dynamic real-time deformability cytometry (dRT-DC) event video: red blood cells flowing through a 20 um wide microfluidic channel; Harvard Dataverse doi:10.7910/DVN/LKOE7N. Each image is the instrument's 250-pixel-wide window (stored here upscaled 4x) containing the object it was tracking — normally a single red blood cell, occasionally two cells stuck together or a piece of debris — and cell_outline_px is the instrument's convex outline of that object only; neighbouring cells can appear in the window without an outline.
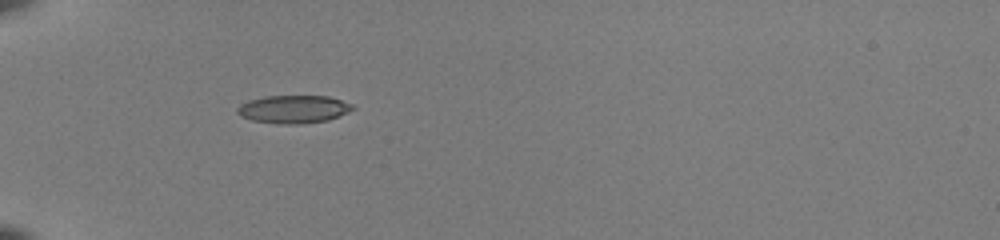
{"species": "common noctule bat (a hibernating species)", "species_latin": "Nyctalus noctula", "temperature_condition": "room temperature", "stored_images_in_passage": 35, "camera_frame_rate_fps": 3000, "um_per_image_px": 0.085, "animal": {"sex": "female", "body_mass_g": 22.0, "forearm_length_mm": 56.7}, "frame": {"image": 1, "passage_image": 1, "time_ms": 0.0, "image_size_px": [1000, 240], "cell_outline_px": [[356, 108], [340, 116], [328, 120], [300, 124], [276, 124], [252, 120], [240, 116], [236, 112], [236, 108], [240, 104], [248, 100], [264, 96], [328, 96], [352, 104]], "centroid_in_image_um": [24.93, 9.29], "position_along_channel_um": 60.1, "area_um2": 18.96}}
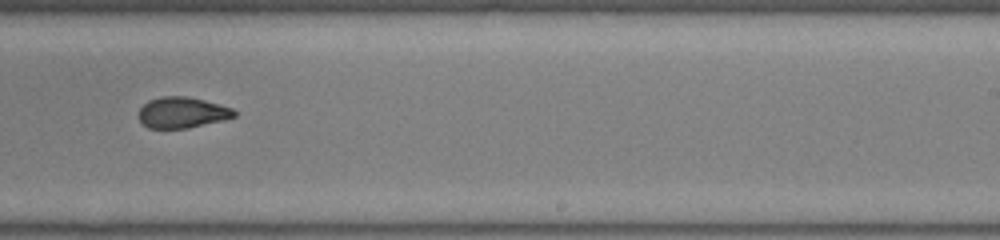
{"frame": {"image": 2, "passage_image": 18, "time_ms": 5.667, "image_size_px": [1000, 240], "cell_outline_px": [[236, 116], [224, 120], [188, 128], [148, 128], [136, 116], [136, 112], [148, 100], [160, 96], [188, 96], [204, 100], [232, 108], [236, 112]], "centroid_in_image_um": [15.45, 9.56], "position_along_channel_um": 273.6, "area_um2": 17.4}}
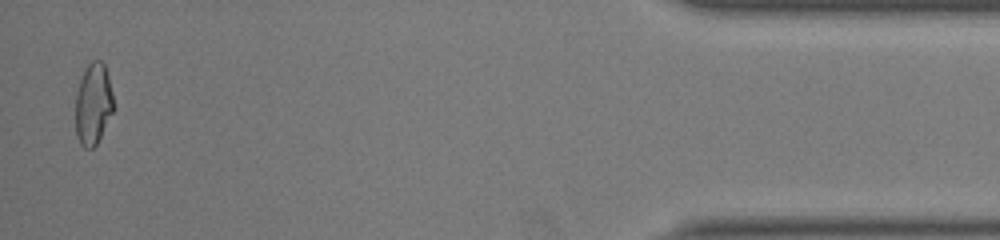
{"frame": {"image": 3, "passage_image": 34, "time_ms": 11.0, "image_size_px": [1000, 240], "cell_outline_px": [[116, 108], [96, 144], [92, 148], [84, 148], [80, 144], [76, 136], [76, 92], [84, 68], [92, 60], [100, 60], [104, 64], [108, 76]], "centroid_in_image_um": [7.94, 8.84], "position_along_channel_um": 427.3, "area_um2": 18.32}, "authors_computed_cell_mechanics": {"area_um2": 18.0336, "velocity_mm_per_s": 4.0369, "shape_relaxation_time_tau1_ms": null, "shape_relaxation_time_tau2_ms": 1.7515, "deformation_change_tau1": null, "deformation_change_tau2": 0.0767}}